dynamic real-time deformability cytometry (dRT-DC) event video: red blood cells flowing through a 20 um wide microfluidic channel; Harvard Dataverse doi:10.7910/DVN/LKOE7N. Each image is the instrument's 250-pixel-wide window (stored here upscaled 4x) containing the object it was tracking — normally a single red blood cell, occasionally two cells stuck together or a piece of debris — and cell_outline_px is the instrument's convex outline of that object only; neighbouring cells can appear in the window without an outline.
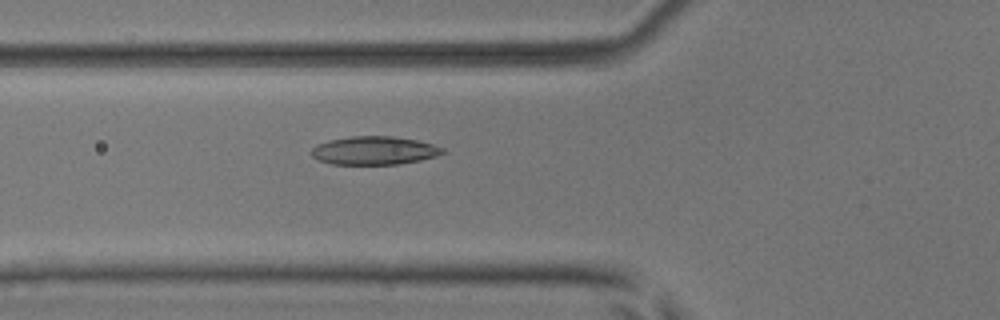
{"species": "common noctule bat (a hibernating species)", "species_latin": "Nyctalus noctula", "temperature_condition": "room temperature", "stored_images_in_passage": 54, "camera_frame_rate_fps": 3000, "um_per_image_px": 0.085, "animal": {"sex": "male", "body_mass_g": 17.9, "forearm_length_mm": 54.2}, "frame": {"image": 1, "passage_image": 20, "time_ms": 6.333, "image_size_px": [1000, 320], "cell_outline_px": [[444, 152], [436, 156], [420, 160], [400, 164], [332, 164], [320, 160], [312, 156], [308, 152], [316, 144], [328, 140], [352, 136], [392, 136], [416, 140], [432, 144], [444, 148]], "centroid_in_image_um": [31.77, 12.79], "position_along_channel_um": 94.0, "area_um2": 21.68}}
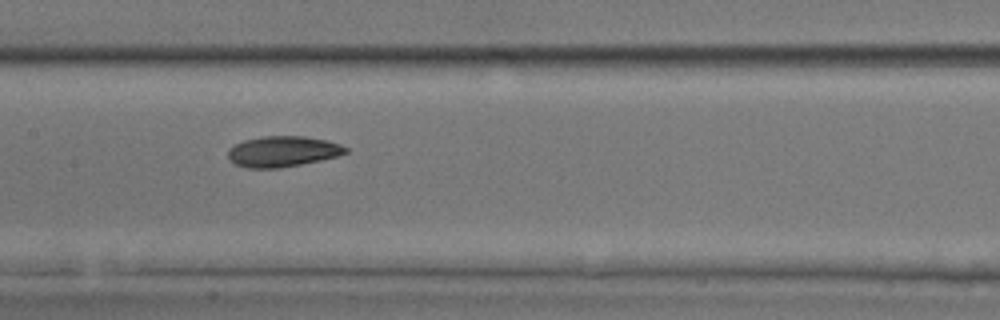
{"frame": {"image": 2, "passage_image": 27, "time_ms": 8.667, "image_size_px": [1000, 320], "cell_outline_px": [[348, 152], [336, 156], [320, 160], [280, 168], [248, 168], [236, 164], [228, 156], [228, 148], [232, 144], [244, 140], [264, 136], [304, 136], [324, 140], [340, 144], [348, 148]], "centroid_in_image_um": [24.0, 12.87], "position_along_channel_um": 183.4, "area_um2": 20.92}}
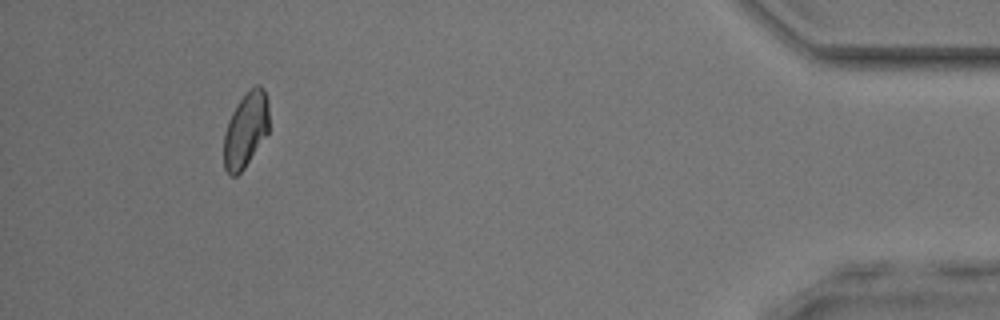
{"frame": {"image": 3, "passage_image": 50, "time_ms": 16.333, "image_size_px": [1000, 320], "cell_outline_px": [[268, 132], [244, 168], [236, 176], [232, 176], [224, 168], [224, 136], [228, 120], [232, 112], [240, 100], [256, 84], [260, 84], [268, 100]], "centroid_in_image_um": [20.88, 11.05], "position_along_channel_um": 414.3, "area_um2": 19.42}, "authors_computed_cell_mechanics": {"area_um2": 21.1548, "velocity_mm_per_s": 3.836, "shape_relaxation_time_tau1_ms": 7.4745, "shape_relaxation_time_tau2_ms": 4.8094, "deformation_change_tau1": 0.1621, "deformation_change_tau2": 0.1007}}